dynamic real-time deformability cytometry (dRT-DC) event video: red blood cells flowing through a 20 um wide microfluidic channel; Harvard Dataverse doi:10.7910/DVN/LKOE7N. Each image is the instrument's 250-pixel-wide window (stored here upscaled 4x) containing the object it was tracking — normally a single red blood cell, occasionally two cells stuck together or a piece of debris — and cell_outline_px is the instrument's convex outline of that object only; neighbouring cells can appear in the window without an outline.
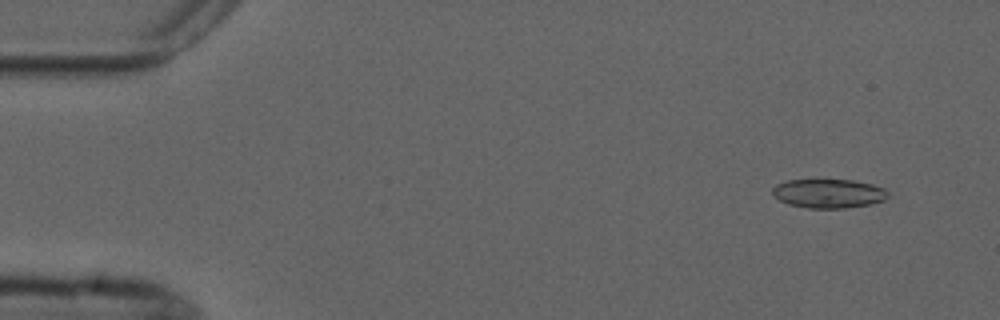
{"species": "common noctule bat (a hibernating species)", "species_latin": "Nyctalus noctula", "temperature_condition": "cold", "stored_images_in_passage": 4, "camera_frame_rate_fps": 3000, "um_per_image_px": 0.085, "animal": {"sex": "male", "forearm_length_mm": 52.5}, "frame": {"image": 1, "passage_image": 1, "time_ms": 0.0, "image_size_px": [1000, 320], "cell_outline_px": [[888, 196], [884, 200], [868, 204], [844, 208], [808, 208], [788, 204], [780, 200], [772, 192], [772, 188], [776, 184], [788, 180], [852, 180], [872, 184], [884, 188], [888, 192]], "centroid_in_image_um": [70.43, 16.44], "position_along_channel_um": 14.6, "area_um2": 19.36}}
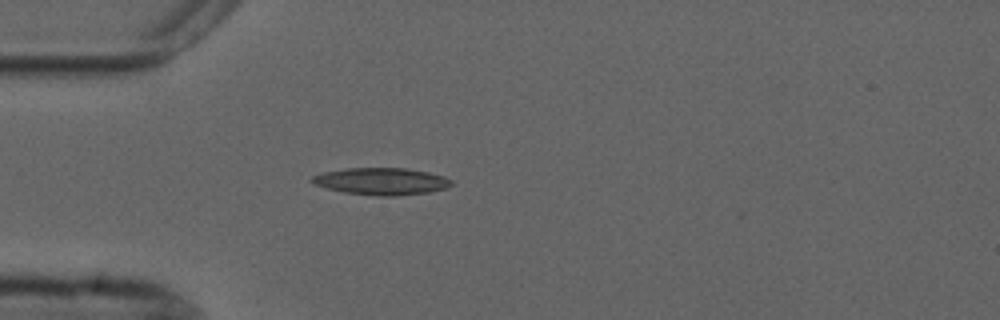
{"frame": {"image": 2, "passage_image": 4, "time_ms": 3.667, "image_size_px": [1000, 320], "cell_outline_px": [[452, 184], [448, 188], [428, 192], [396, 196], [380, 196], [344, 192], [328, 188], [316, 184], [308, 180], [312, 176], [324, 172], [348, 168], [404, 168], [428, 172], [444, 176], [452, 180]], "centroid_in_image_um": [32.45, 15.41], "position_along_channel_um": 52.6, "area_um2": 21.85}}